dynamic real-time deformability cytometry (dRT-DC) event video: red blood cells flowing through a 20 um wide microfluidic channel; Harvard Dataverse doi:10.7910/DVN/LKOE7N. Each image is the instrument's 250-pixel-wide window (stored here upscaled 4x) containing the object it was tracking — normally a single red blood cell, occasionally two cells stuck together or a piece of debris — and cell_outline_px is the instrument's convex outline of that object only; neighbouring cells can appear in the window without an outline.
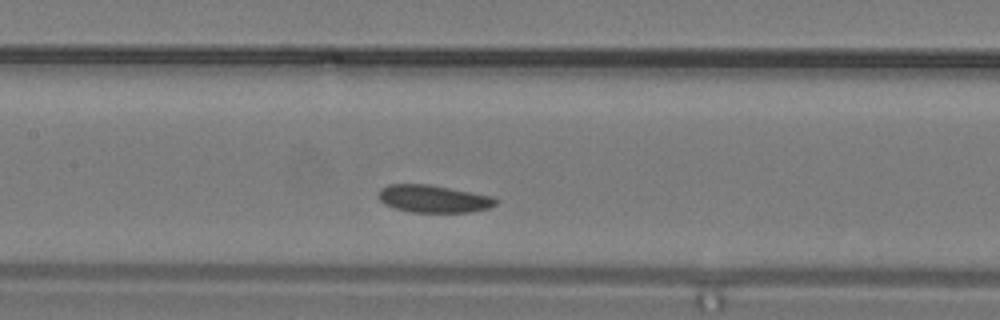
{"species": "common noctule bat (a hibernating species)", "species_latin": "Nyctalus noctula", "temperature_condition": "warm", "stored_images_in_passage": 9, "segment_of_instrument_passage": [1, 2], "camera_frame_rate_fps": 3000, "um_per_image_px": 0.085, "animal": {"sex": "male", "body_mass_g": 19.2, "forearm_length_mm": 51.8}, "frame": {"image": 1, "passage_image": 6, "time_ms": 1.667, "image_size_px": [1000, 320], "cell_outline_px": [[500, 200], [496, 204], [488, 208], [472, 212], [412, 212], [396, 208], [384, 204], [380, 200], [380, 188], [388, 184], [428, 184], [492, 196]], "centroid_in_image_um": [36.87, 16.9], "position_along_channel_um": 170.5, "area_um2": 18.67}}
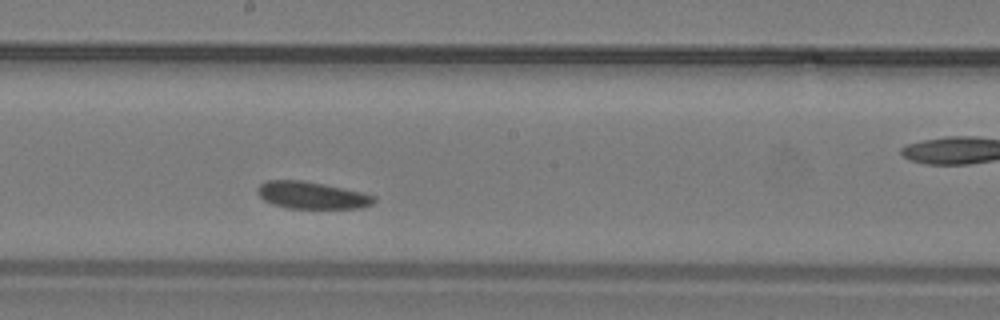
{"frame": {"image": 2, "passage_image": 8, "time_ms": 2.333, "image_size_px": [1000, 320], "cell_outline_px": [[376, 200], [372, 204], [360, 208], [288, 208], [272, 204], [264, 200], [256, 192], [256, 188], [260, 184], [268, 180], [304, 180], [364, 192], [376, 196]], "centroid_in_image_um": [26.51, 16.59], "position_along_channel_um": 221.7, "area_um2": 18.55}}